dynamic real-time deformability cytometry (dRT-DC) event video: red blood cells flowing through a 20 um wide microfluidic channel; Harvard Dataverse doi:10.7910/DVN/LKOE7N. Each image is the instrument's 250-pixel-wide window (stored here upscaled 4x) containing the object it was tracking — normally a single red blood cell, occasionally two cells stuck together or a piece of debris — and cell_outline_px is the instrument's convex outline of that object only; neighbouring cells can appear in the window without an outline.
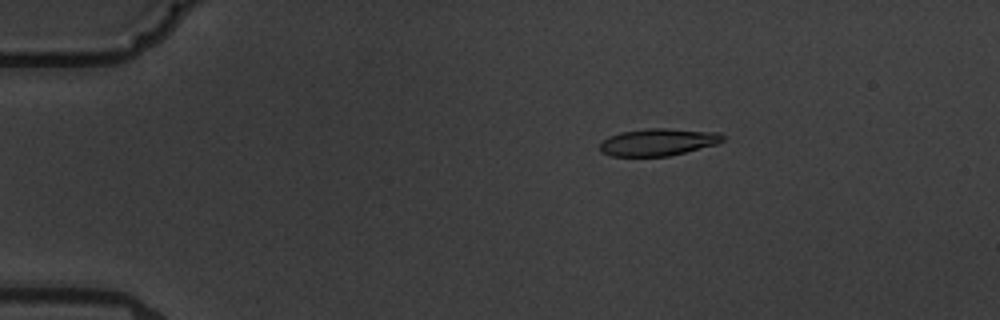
{"species": "common noctule bat (a hibernating species)", "species_latin": "Nyctalus noctula", "temperature_condition": "warm", "stored_images_in_passage": 15, "camera_frame_rate_fps": 3000, "um_per_image_px": 0.085, "animal": {"sex": "male", "body_mass_g": 19.5, "forearm_length_mm": 54.6}, "frame": {"image": 1, "passage_image": 3, "time_ms": 2.333, "image_size_px": [1000, 320], "cell_outline_px": [[724, 140], [716, 144], [668, 156], [612, 156], [600, 152], [600, 144], [608, 136], [620, 132], [648, 128], [664, 128], [720, 132], [724, 136]], "centroid_in_image_um": [55.92, 12.07], "position_along_channel_um": 29.1, "area_um2": 19.42}}
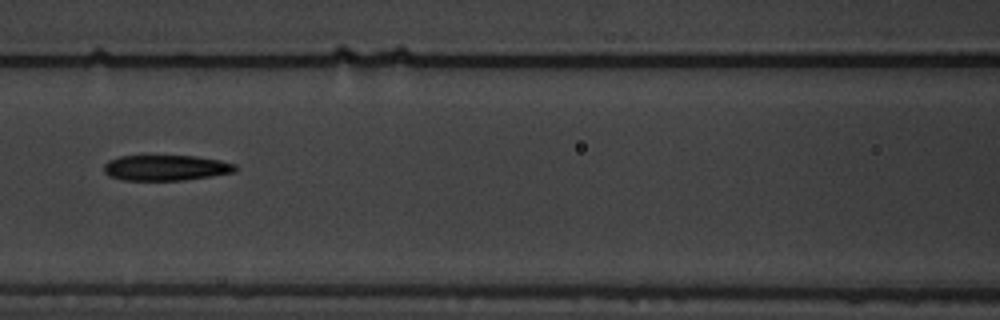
{"frame": {"image": 2, "passage_image": 7, "time_ms": 7.667, "image_size_px": [1000, 320], "cell_outline_px": [[236, 172], [184, 180], [124, 180], [108, 176], [104, 172], [104, 164], [108, 160], [120, 156], [196, 156], [220, 160], [236, 164]], "centroid_in_image_um": [14.09, 14.26], "position_along_channel_um": 152.5, "area_um2": 19.59}}
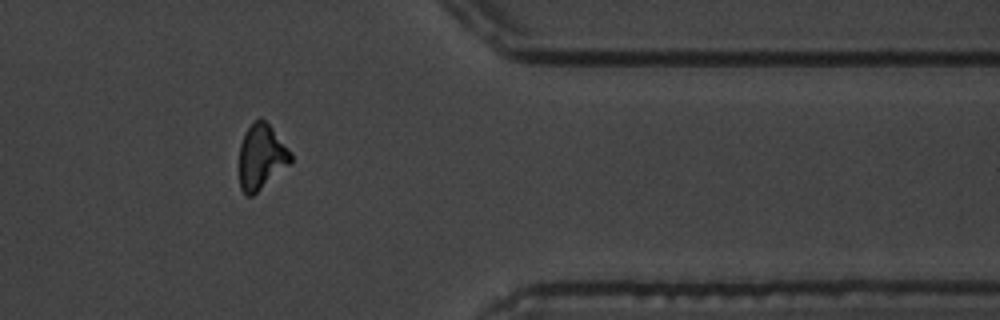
{"frame": {"image": 3, "passage_image": 13, "time_ms": 14.667, "image_size_px": [1000, 320], "cell_outline_px": [[292, 160], [288, 164], [252, 196], [244, 196], [240, 188], [240, 144], [244, 132], [260, 116], [272, 128], [292, 152]], "centroid_in_image_um": [22.2, 13.32], "position_along_channel_um": 389.2, "area_um2": 19.25}, "authors_computed_cell_mechanics": {"area_um2": 20.0566, "velocity_mm_per_s": 3.5881, "shape_relaxation_time_tau1_ms": 8.8303, "shape_relaxation_time_tau2_ms": 3.5832, "deformation_change_tau1": 0.223, "deformation_change_tau2": 0.113}}